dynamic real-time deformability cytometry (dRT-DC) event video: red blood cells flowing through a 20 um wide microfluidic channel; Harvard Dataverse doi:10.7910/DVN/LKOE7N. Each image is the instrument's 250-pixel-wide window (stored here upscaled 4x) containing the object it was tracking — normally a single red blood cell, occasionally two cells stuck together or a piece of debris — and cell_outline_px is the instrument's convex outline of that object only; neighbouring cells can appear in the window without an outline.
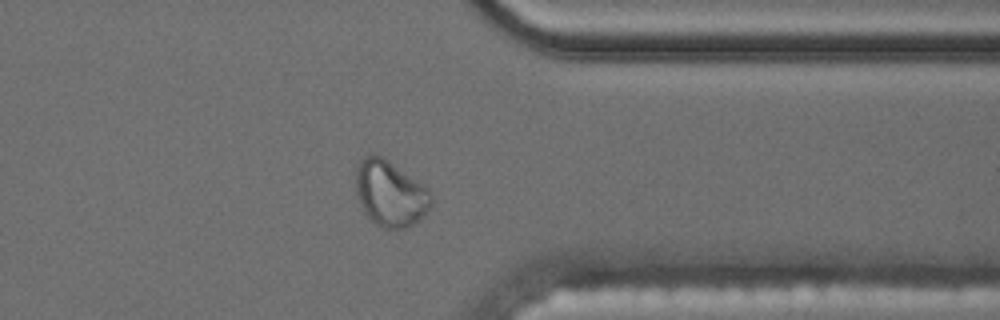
{"species": "common noctule bat (a hibernating species)", "species_latin": "Nyctalus noctula", "temperature_condition": "cold", "stored_images_in_passage": 45, "camera_frame_rate_fps": 3000, "um_per_image_px": 0.085, "animal": {"sex": "male", "body_mass_g": 17.5, "forearm_length_mm": 52.3}, "frame": {"image": 1, "passage_image": 32, "time_ms": 10.333, "image_size_px": [1000, 320], "cell_outline_px": [[432, 204], [412, 224], [404, 228], [384, 228], [376, 224], [364, 212], [356, 196], [356, 168], [360, 160], [364, 156], [372, 152], [388, 160], [428, 188], [432, 196]], "centroid_in_image_um": [33.12, 16.41], "position_along_channel_um": 378.3, "area_um2": 28.61}}